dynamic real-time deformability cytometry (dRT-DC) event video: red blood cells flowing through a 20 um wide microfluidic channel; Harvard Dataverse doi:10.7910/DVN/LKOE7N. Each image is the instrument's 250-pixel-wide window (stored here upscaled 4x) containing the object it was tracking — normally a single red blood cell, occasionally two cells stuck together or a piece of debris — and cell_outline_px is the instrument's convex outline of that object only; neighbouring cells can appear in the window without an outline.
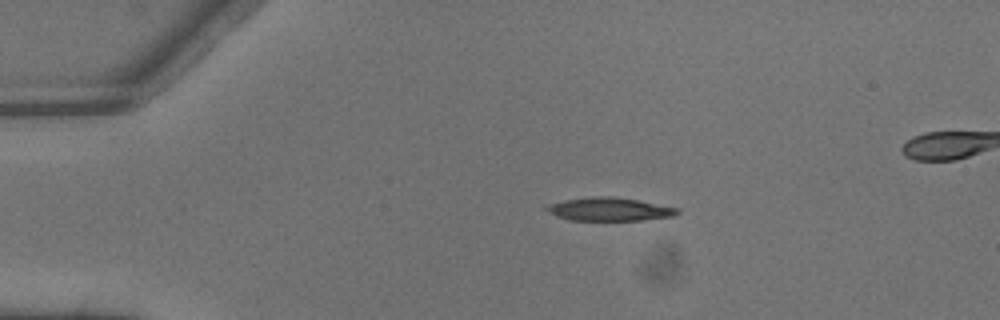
{"species": "common noctule bat (a hibernating species)", "species_latin": "Nyctalus noctula", "temperature_condition": "warm", "stored_images_in_passage": 4, "segment_of_instrument_passage": [1, 2], "camera_frame_rate_fps": 3000, "um_per_image_px": 0.085, "animal": {"sex": "male", "body_mass_g": 13.3}, "frame": {"image": 1, "passage_image": 2, "time_ms": 0.333, "image_size_px": [1000, 320], "cell_outline_px": [[680, 212], [672, 216], [640, 220], [568, 220], [556, 216], [544, 208], [544, 204], [564, 200], [592, 196], [612, 196], [636, 200], [680, 208]], "centroid_in_image_um": [51.74, 17.78], "position_along_channel_um": 33.3, "area_um2": 17.74}}